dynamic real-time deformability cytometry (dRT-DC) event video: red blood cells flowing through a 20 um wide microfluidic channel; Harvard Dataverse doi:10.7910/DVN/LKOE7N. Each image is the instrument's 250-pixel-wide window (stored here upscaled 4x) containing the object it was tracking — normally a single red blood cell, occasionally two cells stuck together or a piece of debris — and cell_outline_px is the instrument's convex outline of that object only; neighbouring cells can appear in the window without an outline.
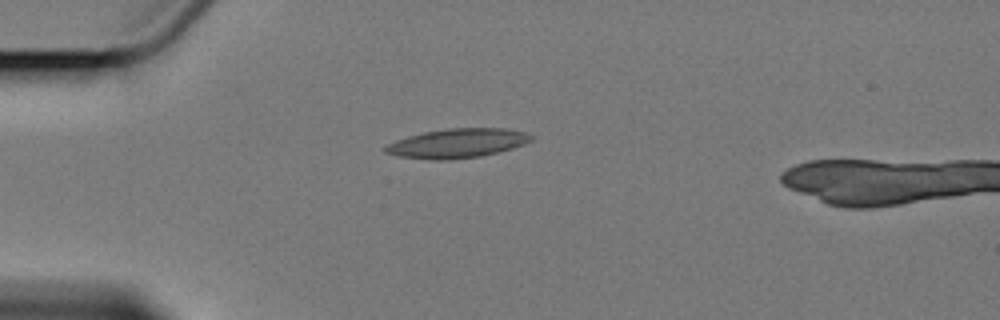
{"species": "Egyptian fruit bat (a non-hibernating species)", "species_latin": "Rousettus aegyptiacus", "temperature_condition": "cold", "stored_images_in_passage": 2, "camera_frame_rate_fps": 3000, "um_per_image_px": 0.085, "animal": {"sex": "female"}, "frame": {"image": 1, "passage_image": 1, "time_ms": 0.0, "image_size_px": [1000, 320], "cell_outline_px": [[532, 140], [524, 144], [512, 148], [480, 156], [448, 160], [432, 160], [400, 156], [384, 152], [384, 148], [388, 144], [396, 140], [408, 136], [424, 132], [448, 128], [504, 128], [524, 132], [532, 136]], "centroid_in_image_um": [38.86, 12.17], "position_along_channel_um": 46.1, "area_um2": 24.62}}